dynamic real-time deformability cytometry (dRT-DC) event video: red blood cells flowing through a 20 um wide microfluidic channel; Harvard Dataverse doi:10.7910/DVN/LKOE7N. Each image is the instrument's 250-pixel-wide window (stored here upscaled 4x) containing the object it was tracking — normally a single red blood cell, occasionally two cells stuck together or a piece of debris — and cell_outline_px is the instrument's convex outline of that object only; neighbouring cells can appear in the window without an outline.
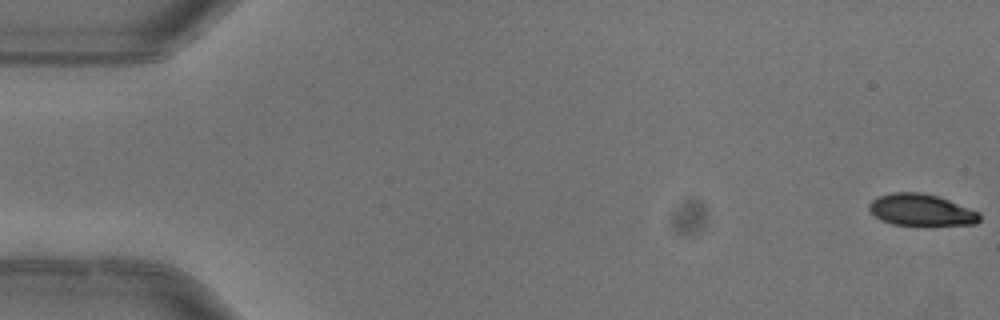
{"species": "common noctule bat (a hibernating species)", "species_latin": "Nyctalus noctula", "temperature_condition": "warm", "stored_images_in_passage": 5, "camera_frame_rate_fps": 3000, "um_per_image_px": 0.085, "animal": {"sex": "female"}, "frame": {"image": 1, "passage_image": 1, "time_ms": 0.0, "image_size_px": [1000, 320], "cell_outline_px": [[980, 220], [976, 224], [924, 228], [892, 224], [880, 220], [868, 208], [868, 204], [872, 200], [880, 196], [892, 192], [920, 192], [936, 196], [948, 200], [980, 212]], "centroid_in_image_um": [78.33, 17.91], "position_along_channel_um": 6.7, "area_um2": 21.21}}
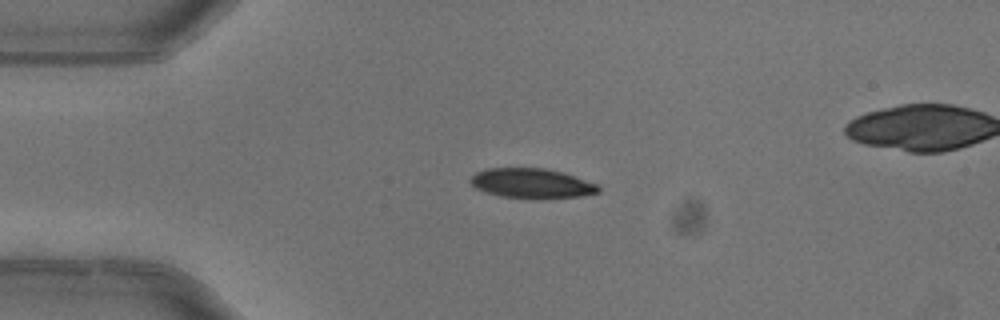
{"frame": {"image": 2, "passage_image": 4, "time_ms": 1.0, "image_size_px": [1000, 320], "cell_outline_px": [[600, 192], [580, 196], [532, 200], [500, 196], [484, 192], [476, 188], [468, 180], [476, 172], [488, 168], [544, 168], [564, 172], [596, 184], [600, 188]], "centroid_in_image_um": [45.18, 15.6], "position_along_channel_um": 39.8, "area_um2": 22.54}}